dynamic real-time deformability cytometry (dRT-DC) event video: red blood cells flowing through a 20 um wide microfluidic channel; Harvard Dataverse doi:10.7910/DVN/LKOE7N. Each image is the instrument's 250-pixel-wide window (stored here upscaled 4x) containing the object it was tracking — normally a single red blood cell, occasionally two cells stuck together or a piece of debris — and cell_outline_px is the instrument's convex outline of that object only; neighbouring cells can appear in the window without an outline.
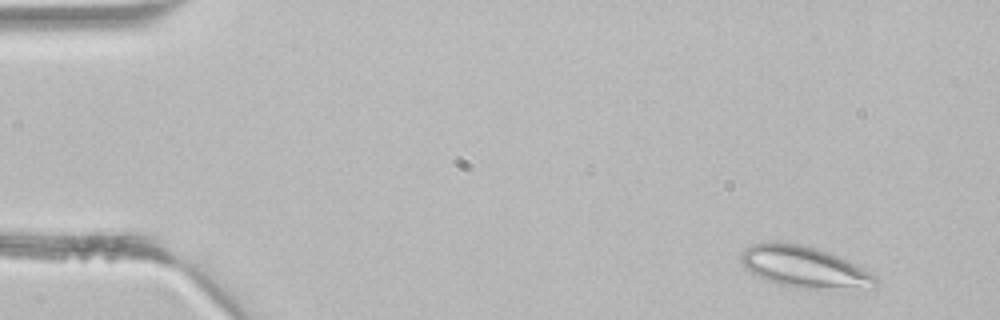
{"species": "common noctule bat (a hibernating species)", "species_latin": "Nyctalus noctula", "temperature_condition": "room temperature", "stored_images_in_passage": 5, "camera_frame_rate_fps": 3000, "um_per_image_px": 0.085, "animal": {"sex": "male", "body_mass_g": 21.5, "forearm_length_mm": 52.0}, "frame": {"image": 1, "passage_image": 5, "time_ms": 1.333, "image_size_px": [1000, 320], "cell_outline_px": [[880, 280], [876, 288], [796, 288], [780, 284], [768, 280], [744, 268], [740, 260], [740, 256], [744, 248], [752, 244], [772, 240], [780, 240], [800, 244], [816, 248], [828, 252], [848, 260], [876, 276]], "centroid_in_image_um": [68.36, 22.67], "position_along_channel_um": 16.6, "area_um2": 32.66}}